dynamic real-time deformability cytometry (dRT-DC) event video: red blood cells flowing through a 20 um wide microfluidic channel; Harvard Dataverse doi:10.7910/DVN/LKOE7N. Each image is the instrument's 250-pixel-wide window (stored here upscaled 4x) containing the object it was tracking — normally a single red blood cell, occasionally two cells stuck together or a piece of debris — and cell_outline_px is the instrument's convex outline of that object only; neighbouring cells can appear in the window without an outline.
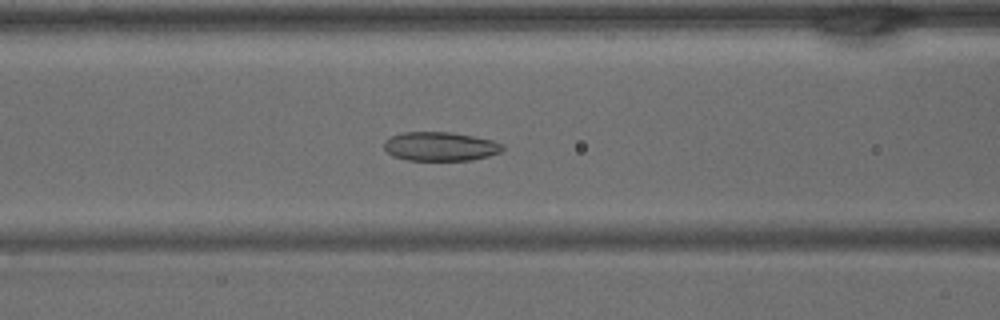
{"species": "common noctule bat (a hibernating species)", "species_latin": "Nyctalus noctula", "temperature_condition": "warm", "stored_images_in_passage": 41, "camera_frame_rate_fps": 3000, "um_per_image_px": 0.085, "animal": {"sex": "male", "body_mass_g": 15.6}, "frame": {"image": 1, "passage_image": 17, "time_ms": 5.333, "image_size_px": [1000, 320], "cell_outline_px": [[504, 148], [500, 152], [488, 156], [472, 160], [408, 160], [392, 156], [384, 148], [384, 140], [392, 136], [404, 132], [452, 132], [492, 140], [504, 144]], "centroid_in_image_um": [37.42, 12.45], "position_along_channel_um": 129.2, "area_um2": 20.0}}
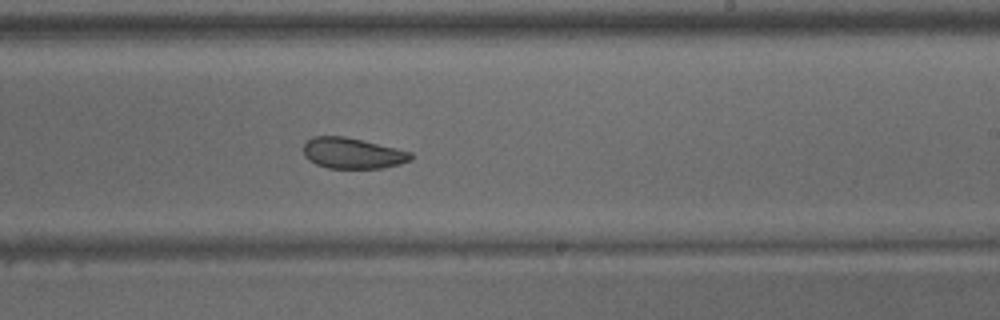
{"frame": {"image": 2, "passage_image": 25, "time_ms": 8.0, "image_size_px": [1000, 320], "cell_outline_px": [[412, 160], [400, 164], [384, 168], [328, 168], [316, 164], [308, 160], [304, 156], [304, 144], [312, 136], [344, 136], [412, 152]], "centroid_in_image_um": [29.96, 13.03], "position_along_channel_um": 259.0, "area_um2": 19.25}}
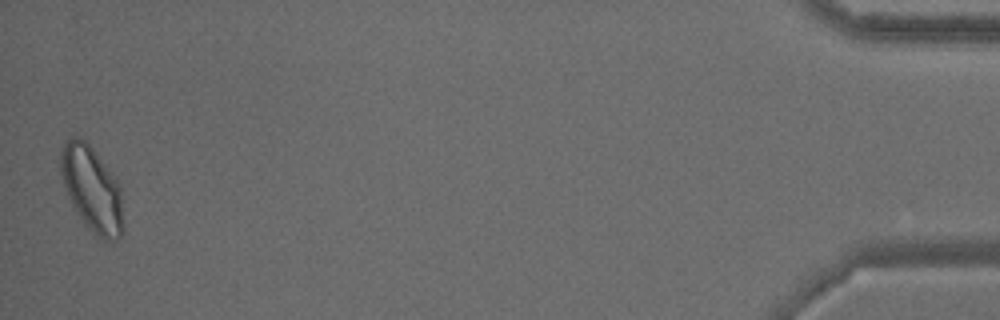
{"frame": {"image": 3, "passage_image": 41, "time_ms": 13.333, "image_size_px": [1000, 320], "cell_outline_px": [[124, 228], [120, 240], [104, 240], [96, 236], [84, 224], [72, 204], [68, 196], [60, 172], [60, 152], [64, 140], [72, 136], [80, 136], [92, 148], [120, 184], [124, 220]], "centroid_in_image_um": [7.82, 16.08], "position_along_channel_um": 427.4, "area_um2": 31.39}}